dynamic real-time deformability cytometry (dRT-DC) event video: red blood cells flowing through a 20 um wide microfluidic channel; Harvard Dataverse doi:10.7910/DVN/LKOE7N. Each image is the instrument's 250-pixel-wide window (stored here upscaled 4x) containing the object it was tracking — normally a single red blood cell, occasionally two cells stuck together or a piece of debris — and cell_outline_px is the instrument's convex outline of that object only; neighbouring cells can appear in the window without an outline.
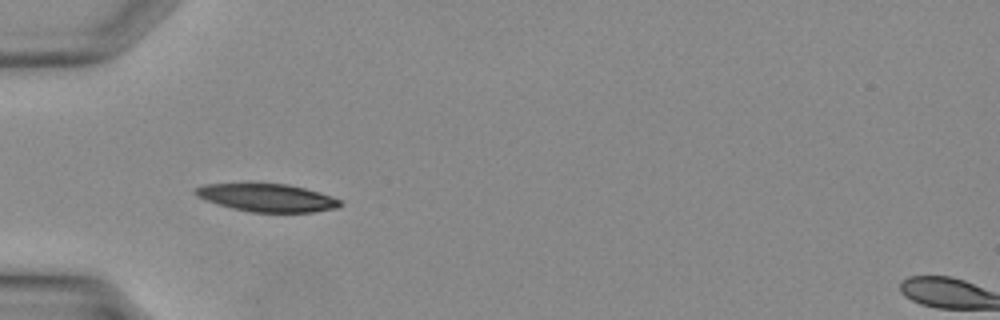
{"species": "Egyptian fruit bat (a non-hibernating species)", "species_latin": "Rousettus aegyptiacus", "temperature_condition": "warm", "stored_images_in_passage": 23, "camera_frame_rate_fps": 3000, "um_per_image_px": 0.085, "animal": {"sex": "female"}, "frame": {"image": 1, "passage_image": 2, "time_ms": 0.333, "image_size_px": [1000, 320], "cell_outline_px": [[344, 204], [336, 208], [312, 212], [252, 212], [232, 208], [196, 196], [192, 192], [196, 188], [204, 184], [288, 184], [304, 188], [332, 196], [340, 200]], "centroid_in_image_um": [22.73, 16.81], "position_along_channel_um": 62.3, "area_um2": 23.18}}
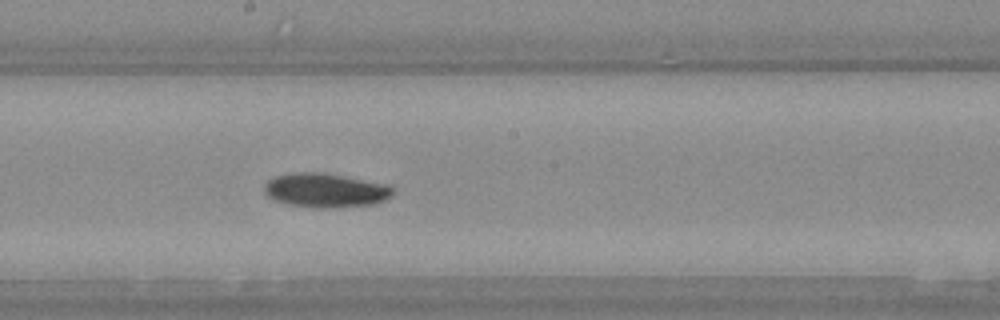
{"frame": {"image": 2, "passage_image": 11, "time_ms": 3.333, "image_size_px": [1000, 320], "cell_outline_px": [[396, 192], [388, 200], [376, 204], [328, 208], [316, 208], [288, 204], [276, 200], [268, 196], [264, 192], [264, 184], [268, 180], [276, 176], [296, 172], [324, 172], [388, 184]], "centroid_in_image_um": [27.72, 16.18], "position_along_channel_um": 220.5, "area_um2": 25.89}}
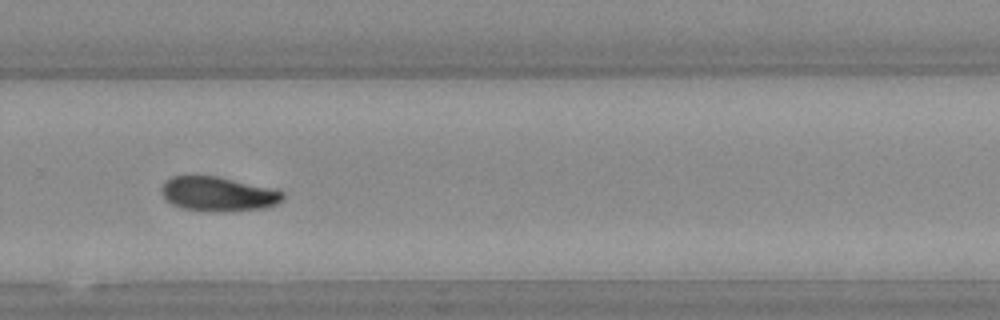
{"frame": {"image": 3, "passage_image": 16, "time_ms": 5.0, "image_size_px": [1000, 320], "cell_outline_px": [[284, 196], [276, 204], [264, 208], [184, 208], [172, 204], [160, 192], [164, 184], [172, 176], [216, 176], [284, 192]], "centroid_in_image_um": [18.5, 16.43], "position_along_channel_um": 311.3, "area_um2": 22.48}}